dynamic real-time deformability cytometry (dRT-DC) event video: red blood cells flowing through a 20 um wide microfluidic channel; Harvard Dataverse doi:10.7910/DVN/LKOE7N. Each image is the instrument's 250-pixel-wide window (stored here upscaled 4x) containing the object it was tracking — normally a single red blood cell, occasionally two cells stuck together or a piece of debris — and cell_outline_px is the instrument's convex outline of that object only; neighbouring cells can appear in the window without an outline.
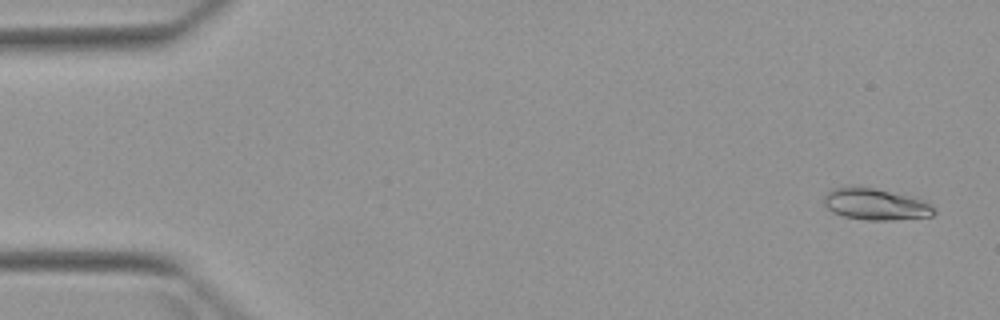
{"species": "Egyptian fruit bat (a non-hibernating species)", "species_latin": "Rousettus aegyptiacus", "temperature_condition": "warm", "stored_images_in_passage": 4, "camera_frame_rate_fps": 3000, "um_per_image_px": 0.085, "animal": {"sex": "female"}, "frame": {"image": 1, "passage_image": 1, "time_ms": 0.0, "image_size_px": [1000, 320], "cell_outline_px": [[936, 212], [932, 216], [892, 220], [868, 220], [844, 216], [832, 212], [824, 204], [824, 196], [832, 188], [876, 188], [916, 196], [928, 200], [932, 204]], "centroid_in_image_um": [74.53, 17.36], "position_along_channel_um": 10.5, "area_um2": 20.35}}
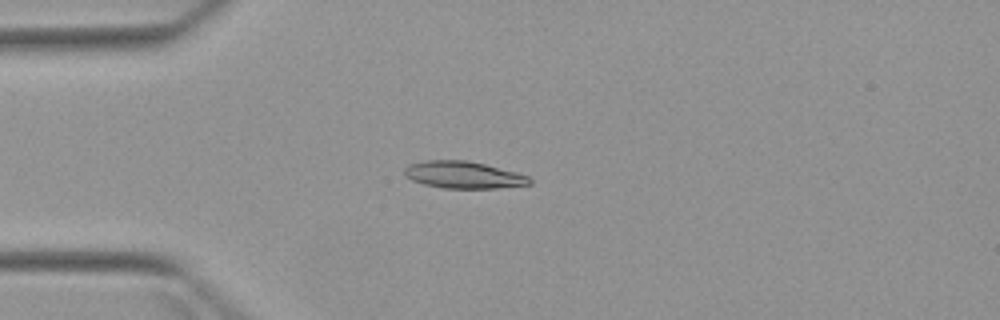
{"frame": {"image": 2, "passage_image": 4, "time_ms": 3.667, "image_size_px": [1000, 320], "cell_outline_px": [[532, 184], [496, 188], [444, 188], [424, 184], [412, 180], [404, 176], [404, 168], [408, 164], [428, 160], [468, 160], [516, 172], [528, 176], [532, 180]], "centroid_in_image_um": [39.38, 14.86], "position_along_channel_um": 45.6, "area_um2": 19.71}}